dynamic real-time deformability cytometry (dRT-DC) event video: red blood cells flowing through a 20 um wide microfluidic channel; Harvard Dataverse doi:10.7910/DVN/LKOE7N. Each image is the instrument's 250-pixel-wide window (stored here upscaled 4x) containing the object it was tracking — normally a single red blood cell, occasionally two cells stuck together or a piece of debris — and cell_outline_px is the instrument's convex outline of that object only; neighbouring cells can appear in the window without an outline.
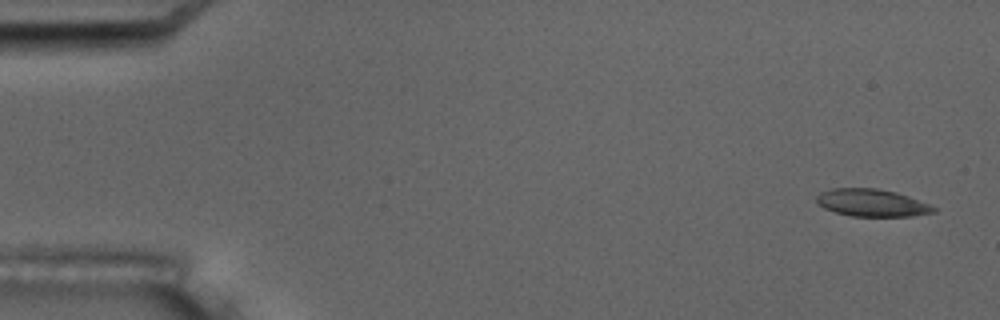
{"species": "common noctule bat (a hibernating species)", "species_latin": "Nyctalus noctula", "temperature_condition": "room temperature", "stored_images_in_passage": 5, "camera_frame_rate_fps": 3000, "um_per_image_px": 0.085, "animal": {"sex": "male", "body_mass_g": 17.5, "forearm_length_mm": 52.3}, "frame": {"image": 1, "passage_image": 1, "time_ms": 0.0, "image_size_px": [1000, 320], "cell_outline_px": [[936, 212], [912, 216], [852, 216], [836, 212], [824, 208], [816, 200], [816, 196], [820, 192], [832, 188], [876, 188], [896, 192], [908, 196], [928, 204], [936, 208]], "centroid_in_image_um": [74.1, 17.23], "position_along_channel_um": 10.9, "area_um2": 18.55}}